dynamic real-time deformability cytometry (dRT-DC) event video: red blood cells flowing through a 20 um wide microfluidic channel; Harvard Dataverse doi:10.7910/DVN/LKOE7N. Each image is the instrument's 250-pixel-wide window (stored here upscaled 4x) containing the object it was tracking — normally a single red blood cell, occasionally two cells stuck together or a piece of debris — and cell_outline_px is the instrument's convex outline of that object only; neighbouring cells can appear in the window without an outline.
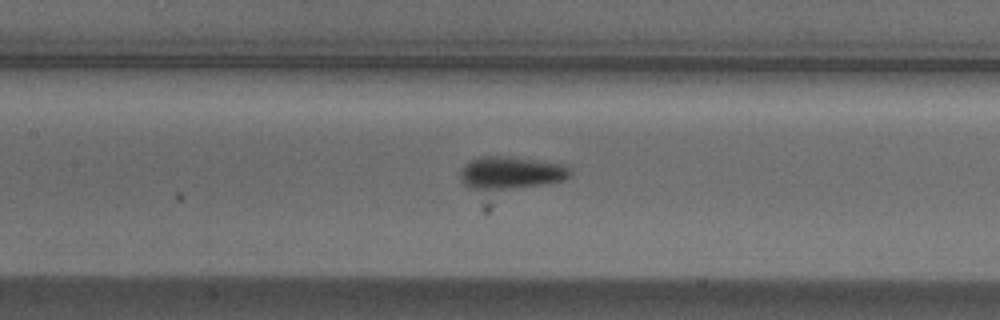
{"species": "Egyptian fruit bat (a non-hibernating species)", "species_latin": "Rousettus aegyptiacus", "temperature_condition": "cold", "stored_images_in_passage": 38, "camera_frame_rate_fps": 3000, "um_per_image_px": 0.085, "animal": {"sex": "male"}, "frame": {"image": 1, "passage_image": 16, "time_ms": 5.0, "image_size_px": [1000, 320], "cell_outline_px": [[572, 176], [564, 180], [488, 212], [484, 212], [464, 184], [460, 176], [460, 168], [468, 160], [480, 156], [508, 156], [568, 164], [572, 172]], "centroid_in_image_um": [43.27, 15.18], "position_along_channel_um": 164.1, "area_um2": 28.9}}
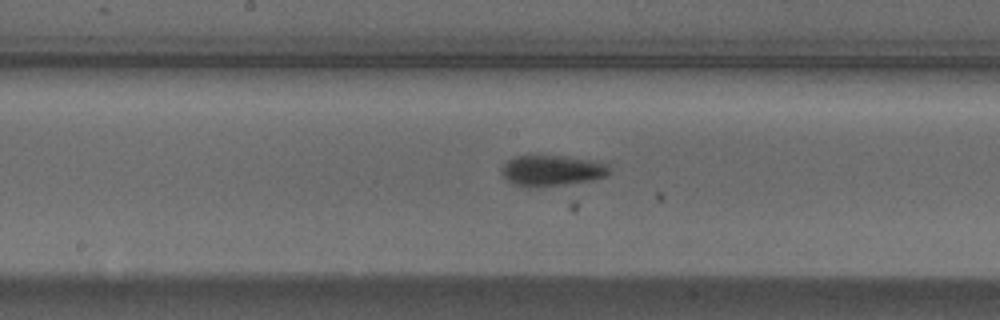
{"frame": {"image": 2, "passage_image": 19, "time_ms": 6.0, "image_size_px": [1000, 320], "cell_outline_px": [[612, 172], [608, 176], [576, 184], [528, 188], [516, 184], [508, 180], [504, 176], [504, 164], [508, 160], [516, 156], [564, 156], [592, 160], [608, 164], [612, 168]], "centroid_in_image_um": [47.03, 14.52], "position_along_channel_um": 201.2, "area_um2": 19.54}}